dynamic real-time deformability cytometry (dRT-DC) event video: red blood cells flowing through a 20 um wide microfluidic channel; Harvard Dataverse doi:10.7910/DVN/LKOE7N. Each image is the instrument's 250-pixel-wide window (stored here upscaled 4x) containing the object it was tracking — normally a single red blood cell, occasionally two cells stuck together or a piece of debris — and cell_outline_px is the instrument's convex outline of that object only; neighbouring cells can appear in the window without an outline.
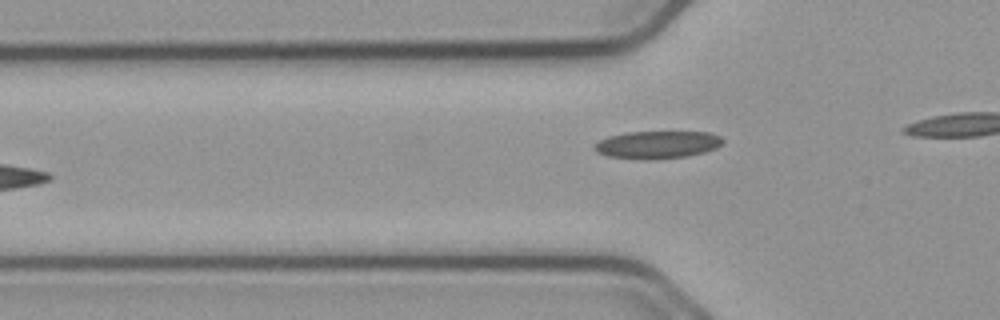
{"species": "common noctule bat (a hibernating species)", "species_latin": "Nyctalus noctula", "temperature_condition": "cold", "stored_images_in_passage": 8, "camera_frame_rate_fps": 3000, "um_per_image_px": 0.085, "animal": {"sex": "male", "body_mass_g": 23.1, "forearm_length_mm": 52.7}, "frame": {"image": 1, "passage_image": 2, "time_ms": 0.333, "image_size_px": [1000, 320], "cell_outline_px": [[724, 140], [716, 148], [704, 152], [688, 156], [648, 160], [644, 160], [608, 156], [596, 152], [592, 148], [592, 144], [608, 136], [628, 132], [708, 132], [720, 136]], "centroid_in_image_um": [55.82, 12.3], "position_along_channel_um": 70.0, "area_um2": 20.75}}
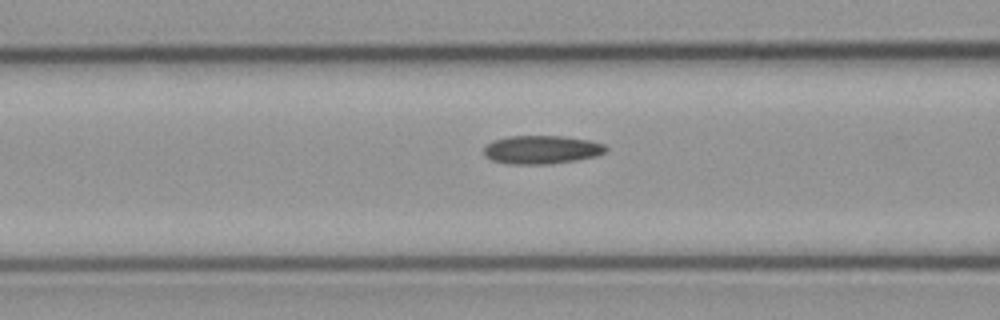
{"frame": {"image": 2, "passage_image": 6, "time_ms": 1.667, "image_size_px": [1000, 320], "cell_outline_px": [[608, 148], [604, 152], [596, 156], [576, 160], [548, 164], [508, 164], [492, 160], [484, 156], [484, 148], [492, 140], [508, 136], [564, 136], [588, 140], [604, 144]], "centroid_in_image_um": [46.01, 12.72], "position_along_channel_um": 120.6, "area_um2": 20.23}}